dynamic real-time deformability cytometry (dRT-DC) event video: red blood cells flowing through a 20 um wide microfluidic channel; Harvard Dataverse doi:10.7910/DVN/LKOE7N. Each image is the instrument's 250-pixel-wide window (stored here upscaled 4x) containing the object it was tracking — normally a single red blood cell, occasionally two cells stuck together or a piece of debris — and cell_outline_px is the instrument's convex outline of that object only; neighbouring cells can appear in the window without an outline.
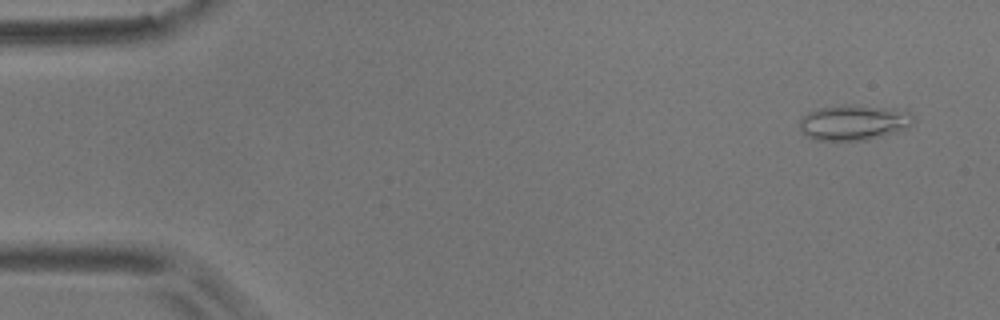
{"species": "common noctule bat (a hibernating species)", "species_latin": "Nyctalus noctula", "temperature_condition": "room temperature", "stored_images_in_passage": 5, "camera_frame_rate_fps": 3000, "um_per_image_px": 0.085, "animal": {"sex": "male", "body_mass_g": 17.9}, "frame": {"image": 1, "passage_image": 1, "time_ms": 0.0, "image_size_px": [1000, 320], "cell_outline_px": [[916, 120], [904, 132], [868, 140], [816, 140], [800, 132], [800, 116], [816, 108], [852, 104], [904, 108], [912, 112]], "centroid_in_image_um": [72.69, 10.39], "position_along_channel_um": 12.3, "area_um2": 24.57}}